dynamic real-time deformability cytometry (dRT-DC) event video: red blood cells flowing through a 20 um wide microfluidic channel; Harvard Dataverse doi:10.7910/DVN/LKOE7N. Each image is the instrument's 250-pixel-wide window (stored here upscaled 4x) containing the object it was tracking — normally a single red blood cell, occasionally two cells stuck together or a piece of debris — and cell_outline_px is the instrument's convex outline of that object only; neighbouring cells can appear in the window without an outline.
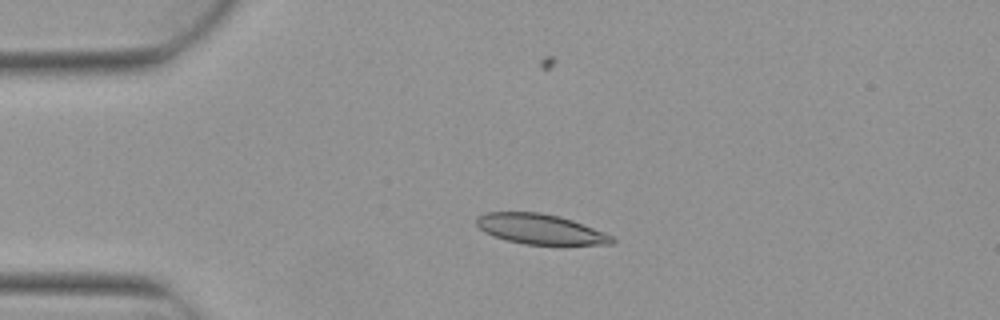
{"species": "Egyptian fruit bat (a non-hibernating species)", "species_latin": "Rousettus aegyptiacus", "temperature_condition": "warm", "stored_images_in_passage": 7, "camera_frame_rate_fps": 3000, "um_per_image_px": 0.085, "animal": {"sex": "female"}, "frame": {"image": 1, "passage_image": 3, "time_ms": 0.667, "image_size_px": [1000, 320], "cell_outline_px": [[616, 240], [612, 244], [524, 244], [492, 236], [484, 232], [476, 224], [476, 216], [488, 212], [540, 212], [560, 216], [572, 220], [604, 232], [612, 236]], "centroid_in_image_um": [45.89, 19.46], "position_along_channel_um": 39.1, "area_um2": 23.64}}
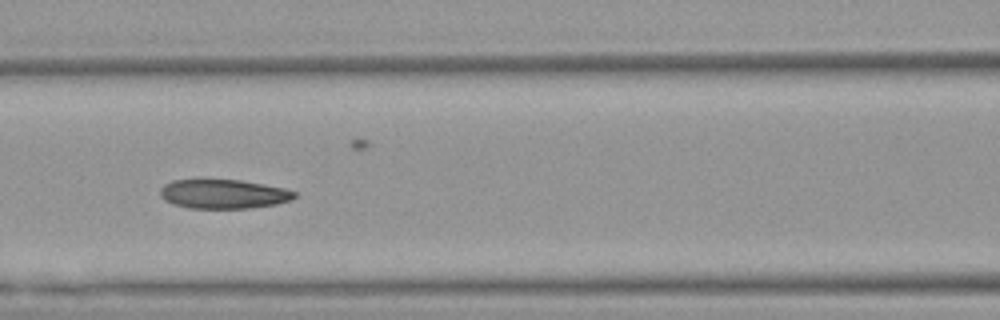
{"frame": {"image": 2, "passage_image": 6, "time_ms": 1.667, "image_size_px": [1000, 320], "cell_outline_px": [[296, 196], [292, 200], [276, 204], [248, 208], [188, 208], [172, 204], [164, 200], [160, 196], [160, 188], [164, 184], [172, 180], [240, 180], [264, 184], [284, 188], [296, 192]], "centroid_in_image_um": [18.98, 16.49], "position_along_channel_um": 147.6, "area_um2": 22.89}}
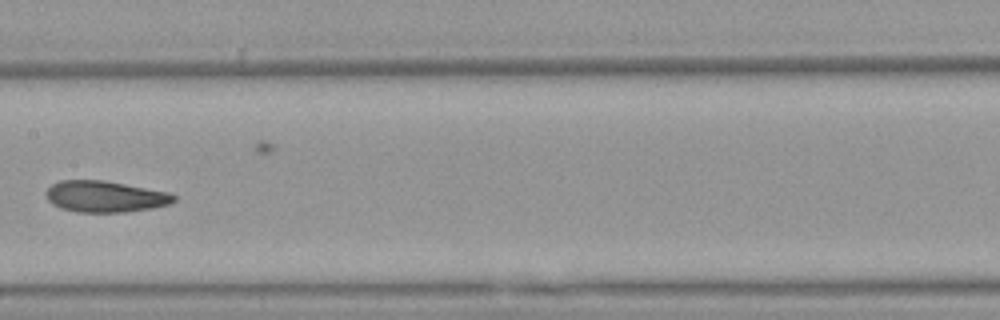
{"frame": {"image": 3, "passage_image": 7, "time_ms": 2.0, "image_size_px": [1000, 320], "cell_outline_px": [[176, 200], [168, 204], [152, 208], [128, 212], [76, 212], [60, 208], [52, 204], [48, 200], [44, 192], [52, 184], [60, 180], [104, 180], [168, 192], [176, 196]], "centroid_in_image_um": [8.9, 16.71], "position_along_channel_um": 198.5, "area_um2": 23.41}}